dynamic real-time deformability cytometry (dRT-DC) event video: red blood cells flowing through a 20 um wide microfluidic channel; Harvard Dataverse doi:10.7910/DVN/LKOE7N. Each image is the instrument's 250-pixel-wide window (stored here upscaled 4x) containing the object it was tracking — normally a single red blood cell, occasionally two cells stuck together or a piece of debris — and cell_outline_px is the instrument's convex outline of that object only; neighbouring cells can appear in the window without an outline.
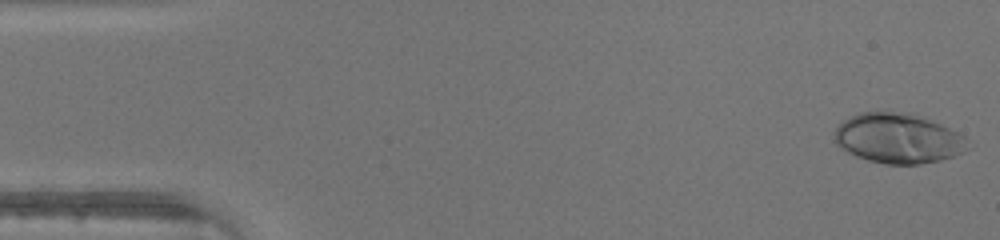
{"species": "human", "species_latin": "Homo sapiens", "temperature_condition": "warm", "stored_images_in_passage": 46, "camera_frame_rate_fps": 3000, "um_per_image_px": 0.085, "donor": {"sex": "male"}, "frame": {"image": 1, "passage_image": 1, "time_ms": 0.0, "image_size_px": [1000, 240], "cell_outline_px": [[972, 148], [964, 152], [940, 160], [920, 164], [884, 164], [868, 160], [856, 156], [840, 148], [832, 140], [832, 132], [844, 120], [860, 112], [912, 112], [932, 120], [964, 136]], "centroid_in_image_um": [76.32, 11.76], "position_along_channel_um": 8.7, "area_um2": 39.13}}
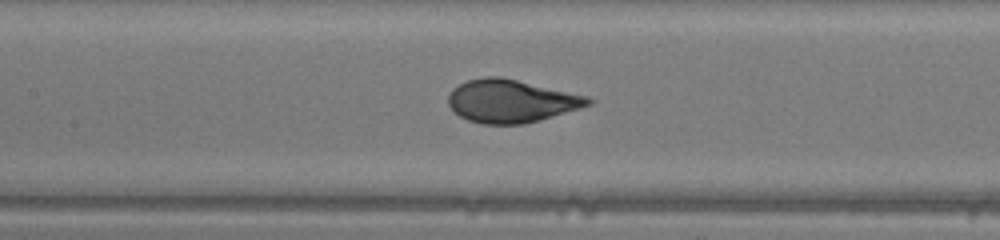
{"frame": {"image": 2, "passage_image": 21, "time_ms": 6.667, "image_size_px": [1000, 240], "cell_outline_px": [[596, 100], [592, 104], [580, 108], [540, 120], [524, 124], [480, 124], [468, 120], [460, 116], [448, 104], [448, 96], [452, 88], [468, 80], [484, 76], [500, 76], [588, 96]], "centroid_in_image_um": [43.46, 8.59], "position_along_channel_um": 163.9, "area_um2": 35.03}}
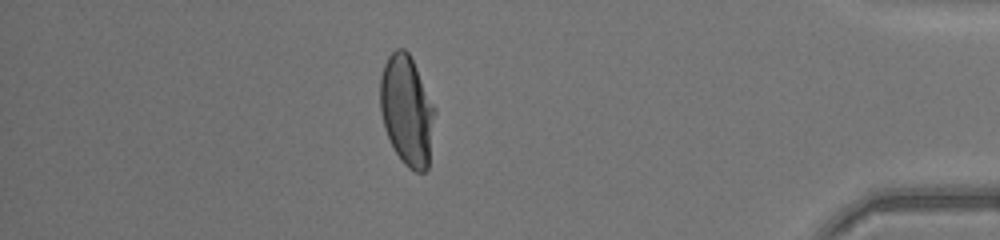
{"frame": {"image": 3, "passage_image": 40, "time_ms": 13.0, "image_size_px": [1000, 240], "cell_outline_px": [[436, 112], [428, 168], [424, 172], [416, 172], [408, 168], [404, 164], [396, 152], [384, 128], [380, 112], [380, 76], [384, 64], [388, 56], [396, 48], [404, 48], [408, 52], [436, 108]], "centroid_in_image_um": [34.59, 9.39], "position_along_channel_um": 400.6, "area_um2": 35.14}}